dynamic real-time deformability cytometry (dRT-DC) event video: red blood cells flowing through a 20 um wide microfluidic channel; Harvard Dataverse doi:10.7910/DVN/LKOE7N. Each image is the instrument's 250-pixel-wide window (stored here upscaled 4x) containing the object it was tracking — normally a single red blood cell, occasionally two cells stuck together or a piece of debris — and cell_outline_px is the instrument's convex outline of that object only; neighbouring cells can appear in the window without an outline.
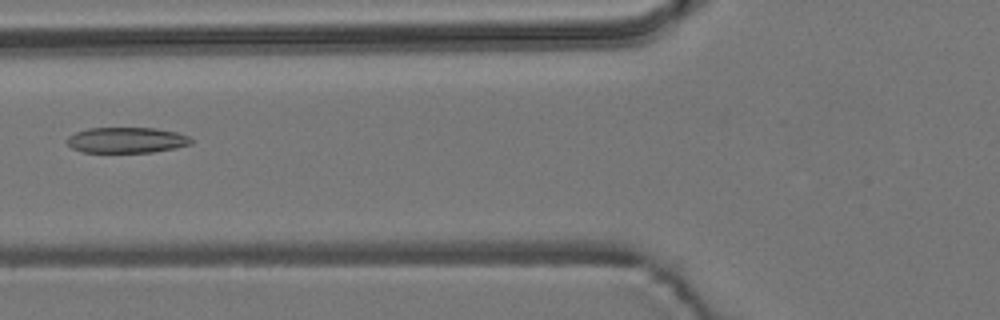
{"species": "common noctule bat (a hibernating species)", "species_latin": "Nyctalus noctula", "temperature_condition": "room temperature", "stored_images_in_passage": 3, "camera_frame_rate_fps": 3000, "um_per_image_px": 0.085, "animal": {"sex": "male", "body_mass_g": 19.2, "forearm_length_mm": 51.8}, "frame": {"image": 1, "passage_image": 3, "time_ms": 2.333, "image_size_px": [1000, 320], "cell_outline_px": [[192, 144], [176, 148], [152, 152], [84, 152], [72, 148], [64, 140], [68, 136], [76, 132], [88, 128], [156, 128], [176, 132], [188, 136], [192, 140]], "centroid_in_image_um": [10.75, 11.91], "position_along_channel_um": 115.1, "area_um2": 18.61}}